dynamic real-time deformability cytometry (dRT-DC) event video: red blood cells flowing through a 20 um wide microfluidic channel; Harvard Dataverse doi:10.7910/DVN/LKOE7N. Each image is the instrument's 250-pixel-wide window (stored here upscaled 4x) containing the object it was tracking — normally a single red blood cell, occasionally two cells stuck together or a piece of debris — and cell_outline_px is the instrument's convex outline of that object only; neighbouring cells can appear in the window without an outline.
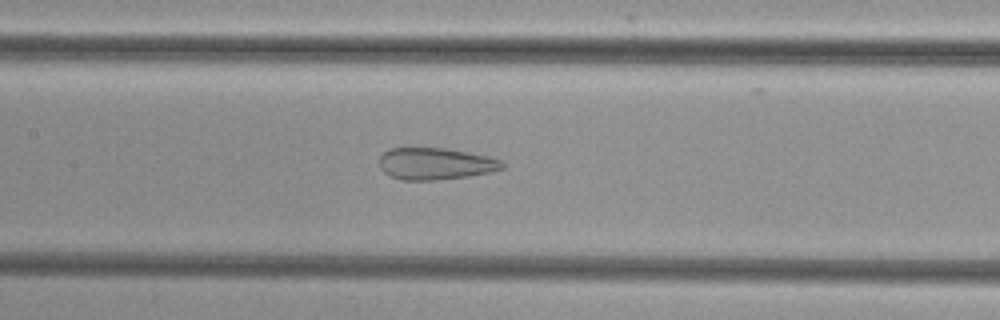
{"species": "common noctule bat (a hibernating species)", "species_latin": "Nyctalus noctula", "temperature_condition": "cold", "stored_images_in_passage": 44, "camera_frame_rate_fps": 3000, "um_per_image_px": 0.085, "animal": {"sex": "female", "body_mass_g": 29.2, "forearm_length_mm": 56.3}, "frame": {"image": 1, "passage_image": 17, "time_ms": 5.333, "image_size_px": [1000, 320], "cell_outline_px": [[504, 168], [492, 172], [468, 176], [432, 180], [400, 180], [384, 172], [380, 168], [380, 156], [384, 152], [392, 148], [444, 148], [468, 152], [488, 156], [500, 160], [504, 164]], "centroid_in_image_um": [37.02, 13.92], "position_along_channel_um": 170.4, "area_um2": 22.72}}
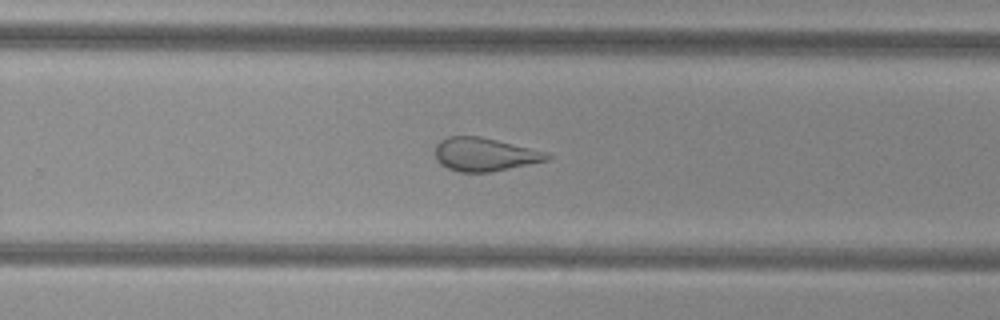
{"frame": {"image": 2, "passage_image": 26, "time_ms": 8.333, "image_size_px": [1000, 320], "cell_outline_px": [[552, 156], [548, 160], [492, 172], [460, 172], [448, 168], [440, 164], [436, 160], [436, 144], [440, 140], [448, 136], [480, 136], [548, 152]], "centroid_in_image_um": [41.19, 13.12], "position_along_channel_um": 288.6, "area_um2": 21.79}}
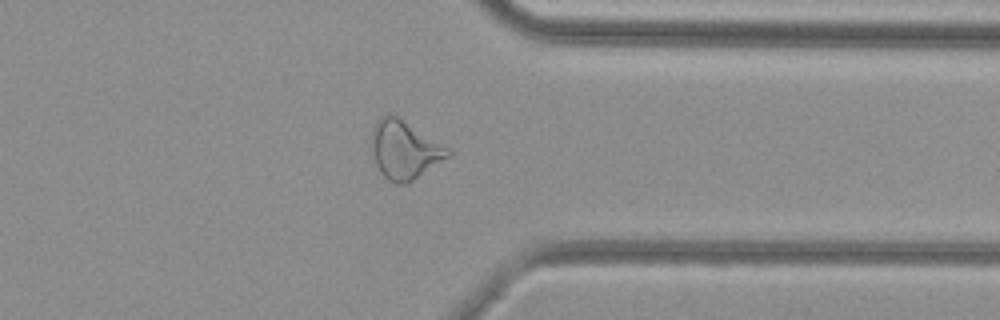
{"frame": {"image": 3, "passage_image": 33, "time_ms": 10.667, "image_size_px": [1000, 320], "cell_outline_px": [[452, 152], [448, 156], [408, 184], [396, 184], [388, 180], [380, 172], [376, 164], [372, 152], [372, 132], [376, 120], [380, 116], [388, 112], [396, 116], [452, 148]], "centroid_in_image_um": [34.38, 12.72], "position_along_channel_um": 377.0, "area_um2": 26.01}}